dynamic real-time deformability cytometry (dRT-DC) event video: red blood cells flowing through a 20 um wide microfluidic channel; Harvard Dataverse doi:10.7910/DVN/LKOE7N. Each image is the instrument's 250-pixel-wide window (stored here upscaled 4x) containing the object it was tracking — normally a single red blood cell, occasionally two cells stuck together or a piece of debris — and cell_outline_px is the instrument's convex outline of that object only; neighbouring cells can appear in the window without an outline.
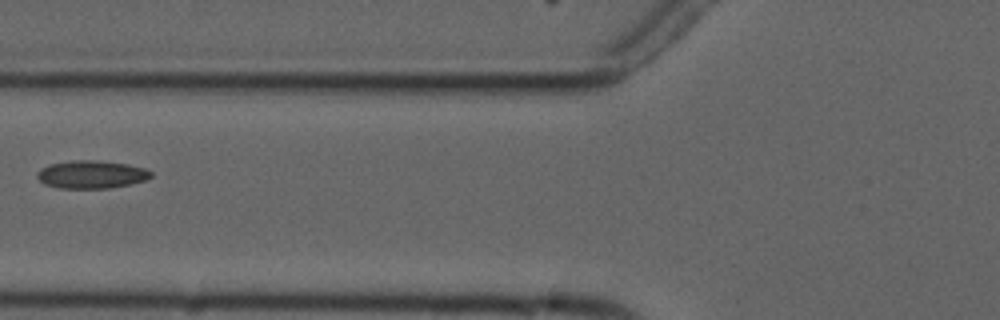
{"species": "common noctule bat (a hibernating species)", "species_latin": "Nyctalus noctula", "temperature_condition": "cold", "stored_images_in_passage": 4, "camera_frame_rate_fps": 3000, "um_per_image_px": 0.085, "animal": {"sex": "male", "forearm_length_mm": 52.5}, "frame": {"image": 1, "passage_image": 4, "time_ms": 4.0, "image_size_px": [1000, 320], "cell_outline_px": [[152, 176], [148, 180], [132, 184], [108, 188], [60, 188], [44, 184], [36, 176], [36, 172], [40, 168], [52, 164], [76, 160], [96, 160], [128, 164], [144, 168], [152, 172]], "centroid_in_image_um": [7.8, 14.83], "position_along_channel_um": 118.0, "area_um2": 18.55}}